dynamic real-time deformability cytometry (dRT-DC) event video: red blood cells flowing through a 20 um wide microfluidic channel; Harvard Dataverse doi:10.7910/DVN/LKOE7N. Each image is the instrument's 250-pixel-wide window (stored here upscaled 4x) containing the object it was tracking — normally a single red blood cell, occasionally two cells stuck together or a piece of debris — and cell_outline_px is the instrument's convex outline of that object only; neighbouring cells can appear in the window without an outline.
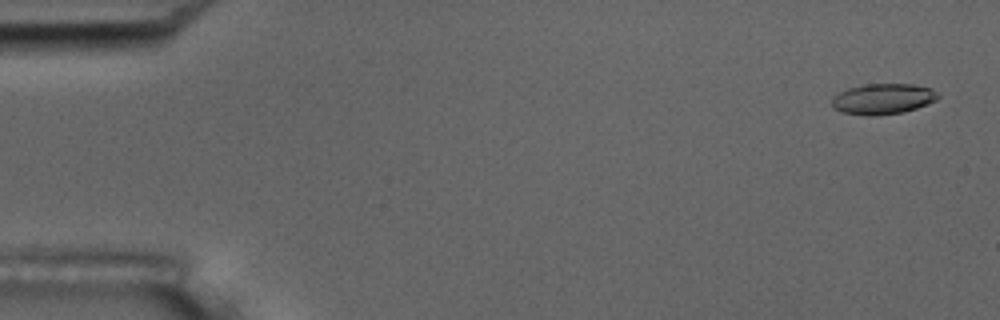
{"species": "common noctule bat (a hibernating species)", "species_latin": "Nyctalus noctula", "temperature_condition": "room temperature", "stored_images_in_passage": 5, "camera_frame_rate_fps": 3000, "um_per_image_px": 0.085, "animal": {"sex": "male", "body_mass_g": 17.5, "forearm_length_mm": 52.3}, "frame": {"image": 1, "passage_image": 1, "time_ms": 0.0, "image_size_px": [1000, 320], "cell_outline_px": [[940, 96], [936, 100], [928, 104], [904, 112], [876, 116], [864, 116], [840, 112], [832, 108], [832, 96], [848, 88], [864, 84], [912, 84], [932, 88]], "centroid_in_image_um": [75.02, 8.42], "position_along_channel_um": 10.0, "area_um2": 19.25}}
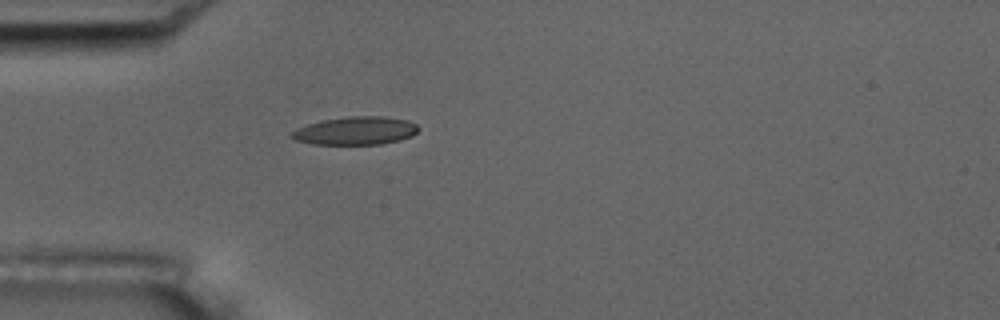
{"frame": {"image": 2, "passage_image": 5, "time_ms": 1.333, "image_size_px": [1000, 320], "cell_outline_px": [[420, 128], [412, 136], [400, 140], [380, 144], [312, 144], [292, 140], [288, 136], [296, 128], [320, 120], [348, 116], [384, 116], [408, 120], [416, 124]], "centroid_in_image_um": [30.19, 11.11], "position_along_channel_um": 54.8, "area_um2": 21.04}}